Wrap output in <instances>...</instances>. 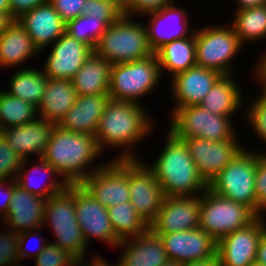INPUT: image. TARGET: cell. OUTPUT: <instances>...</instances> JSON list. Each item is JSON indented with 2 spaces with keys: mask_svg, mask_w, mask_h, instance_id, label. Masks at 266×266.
Here are the masks:
<instances>
[{
  "mask_svg": "<svg viewBox=\"0 0 266 266\" xmlns=\"http://www.w3.org/2000/svg\"><path fill=\"white\" fill-rule=\"evenodd\" d=\"M42 227L49 229L55 237L49 242L68 251L78 261L100 253L88 252L89 247L77 221L74 196L67 189L46 200Z\"/></svg>",
  "mask_w": 266,
  "mask_h": 266,
  "instance_id": "obj_8",
  "label": "cell"
},
{
  "mask_svg": "<svg viewBox=\"0 0 266 266\" xmlns=\"http://www.w3.org/2000/svg\"><path fill=\"white\" fill-rule=\"evenodd\" d=\"M114 161L129 175L130 202L150 225L157 217L166 197L163 188L144 160L115 159Z\"/></svg>",
  "mask_w": 266,
  "mask_h": 266,
  "instance_id": "obj_11",
  "label": "cell"
},
{
  "mask_svg": "<svg viewBox=\"0 0 266 266\" xmlns=\"http://www.w3.org/2000/svg\"><path fill=\"white\" fill-rule=\"evenodd\" d=\"M259 57L266 63V52H262Z\"/></svg>",
  "mask_w": 266,
  "mask_h": 266,
  "instance_id": "obj_57",
  "label": "cell"
},
{
  "mask_svg": "<svg viewBox=\"0 0 266 266\" xmlns=\"http://www.w3.org/2000/svg\"><path fill=\"white\" fill-rule=\"evenodd\" d=\"M55 126L38 117L27 124L6 128L1 134L22 159L41 158Z\"/></svg>",
  "mask_w": 266,
  "mask_h": 266,
  "instance_id": "obj_25",
  "label": "cell"
},
{
  "mask_svg": "<svg viewBox=\"0 0 266 266\" xmlns=\"http://www.w3.org/2000/svg\"><path fill=\"white\" fill-rule=\"evenodd\" d=\"M0 231V266L20 265L18 251V234L12 230L1 227ZM4 228V229H3Z\"/></svg>",
  "mask_w": 266,
  "mask_h": 266,
  "instance_id": "obj_41",
  "label": "cell"
},
{
  "mask_svg": "<svg viewBox=\"0 0 266 266\" xmlns=\"http://www.w3.org/2000/svg\"><path fill=\"white\" fill-rule=\"evenodd\" d=\"M85 1L86 0H49L65 23L82 15Z\"/></svg>",
  "mask_w": 266,
  "mask_h": 266,
  "instance_id": "obj_45",
  "label": "cell"
},
{
  "mask_svg": "<svg viewBox=\"0 0 266 266\" xmlns=\"http://www.w3.org/2000/svg\"><path fill=\"white\" fill-rule=\"evenodd\" d=\"M262 52H266V49H265V50L263 49V51H260V53H259V54H257V55H260Z\"/></svg>",
  "mask_w": 266,
  "mask_h": 266,
  "instance_id": "obj_60",
  "label": "cell"
},
{
  "mask_svg": "<svg viewBox=\"0 0 266 266\" xmlns=\"http://www.w3.org/2000/svg\"><path fill=\"white\" fill-rule=\"evenodd\" d=\"M42 230L46 231L45 228L41 227L39 229L30 230L18 234V251L19 260L21 264H24L23 261L29 258L30 260H32L31 258L34 259L35 257H37L45 249V246L49 243V239H44V237H42V234L45 233V231ZM32 245L34 246L31 247Z\"/></svg>",
  "mask_w": 266,
  "mask_h": 266,
  "instance_id": "obj_38",
  "label": "cell"
},
{
  "mask_svg": "<svg viewBox=\"0 0 266 266\" xmlns=\"http://www.w3.org/2000/svg\"><path fill=\"white\" fill-rule=\"evenodd\" d=\"M200 195L166 196L155 220L149 225L154 234H171L199 227Z\"/></svg>",
  "mask_w": 266,
  "mask_h": 266,
  "instance_id": "obj_18",
  "label": "cell"
},
{
  "mask_svg": "<svg viewBox=\"0 0 266 266\" xmlns=\"http://www.w3.org/2000/svg\"><path fill=\"white\" fill-rule=\"evenodd\" d=\"M234 117L212 114L200 105L178 107L165 118L168 122L165 129L180 140L227 141L240 133Z\"/></svg>",
  "mask_w": 266,
  "mask_h": 266,
  "instance_id": "obj_7",
  "label": "cell"
},
{
  "mask_svg": "<svg viewBox=\"0 0 266 266\" xmlns=\"http://www.w3.org/2000/svg\"><path fill=\"white\" fill-rule=\"evenodd\" d=\"M166 131L167 137L162 141V148L158 147L157 156L148 159L149 162L146 156L141 159L153 171L165 196L201 195L208 184L200 176L186 143Z\"/></svg>",
  "mask_w": 266,
  "mask_h": 266,
  "instance_id": "obj_3",
  "label": "cell"
},
{
  "mask_svg": "<svg viewBox=\"0 0 266 266\" xmlns=\"http://www.w3.org/2000/svg\"><path fill=\"white\" fill-rule=\"evenodd\" d=\"M255 262L257 264L266 266V230L263 232L262 236L259 239Z\"/></svg>",
  "mask_w": 266,
  "mask_h": 266,
  "instance_id": "obj_51",
  "label": "cell"
},
{
  "mask_svg": "<svg viewBox=\"0 0 266 266\" xmlns=\"http://www.w3.org/2000/svg\"><path fill=\"white\" fill-rule=\"evenodd\" d=\"M162 241L167 257L182 264L216 259L217 241L200 227L171 234H156Z\"/></svg>",
  "mask_w": 266,
  "mask_h": 266,
  "instance_id": "obj_19",
  "label": "cell"
},
{
  "mask_svg": "<svg viewBox=\"0 0 266 266\" xmlns=\"http://www.w3.org/2000/svg\"><path fill=\"white\" fill-rule=\"evenodd\" d=\"M13 22L10 12H0V35Z\"/></svg>",
  "mask_w": 266,
  "mask_h": 266,
  "instance_id": "obj_52",
  "label": "cell"
},
{
  "mask_svg": "<svg viewBox=\"0 0 266 266\" xmlns=\"http://www.w3.org/2000/svg\"><path fill=\"white\" fill-rule=\"evenodd\" d=\"M238 76V74L222 75L199 105L216 115L238 116V113L241 112V116L238 118L240 119L239 123L242 121V124L240 123L242 127L244 120V101L245 96L248 97L246 95L248 93H245L244 89L241 88V82H237L239 81Z\"/></svg>",
  "mask_w": 266,
  "mask_h": 266,
  "instance_id": "obj_26",
  "label": "cell"
},
{
  "mask_svg": "<svg viewBox=\"0 0 266 266\" xmlns=\"http://www.w3.org/2000/svg\"><path fill=\"white\" fill-rule=\"evenodd\" d=\"M162 81L165 80L154 53L145 59L112 65L108 95L112 100L144 105V98L152 95Z\"/></svg>",
  "mask_w": 266,
  "mask_h": 266,
  "instance_id": "obj_6",
  "label": "cell"
},
{
  "mask_svg": "<svg viewBox=\"0 0 266 266\" xmlns=\"http://www.w3.org/2000/svg\"><path fill=\"white\" fill-rule=\"evenodd\" d=\"M116 249L120 252L117 256L120 266H163L169 260L159 236L150 229L121 240Z\"/></svg>",
  "mask_w": 266,
  "mask_h": 266,
  "instance_id": "obj_27",
  "label": "cell"
},
{
  "mask_svg": "<svg viewBox=\"0 0 266 266\" xmlns=\"http://www.w3.org/2000/svg\"><path fill=\"white\" fill-rule=\"evenodd\" d=\"M210 23L205 22L195 29L196 64L221 75L238 74L236 66L239 64L234 63L242 55L240 51L245 50L244 45L229 22Z\"/></svg>",
  "mask_w": 266,
  "mask_h": 266,
  "instance_id": "obj_4",
  "label": "cell"
},
{
  "mask_svg": "<svg viewBox=\"0 0 266 266\" xmlns=\"http://www.w3.org/2000/svg\"><path fill=\"white\" fill-rule=\"evenodd\" d=\"M37 58L40 59V51L33 44L27 31L17 20H13L0 35V69L9 71L10 68L14 71L33 67L32 64L31 66L27 64H30L29 60L37 66L39 63Z\"/></svg>",
  "mask_w": 266,
  "mask_h": 266,
  "instance_id": "obj_21",
  "label": "cell"
},
{
  "mask_svg": "<svg viewBox=\"0 0 266 266\" xmlns=\"http://www.w3.org/2000/svg\"><path fill=\"white\" fill-rule=\"evenodd\" d=\"M34 266H77L78 260L68 251L49 242L45 249L34 259Z\"/></svg>",
  "mask_w": 266,
  "mask_h": 266,
  "instance_id": "obj_39",
  "label": "cell"
},
{
  "mask_svg": "<svg viewBox=\"0 0 266 266\" xmlns=\"http://www.w3.org/2000/svg\"><path fill=\"white\" fill-rule=\"evenodd\" d=\"M189 10L180 2L142 16L149 46L154 53L166 43L189 37L195 32L197 26H193L192 13H189Z\"/></svg>",
  "mask_w": 266,
  "mask_h": 266,
  "instance_id": "obj_13",
  "label": "cell"
},
{
  "mask_svg": "<svg viewBox=\"0 0 266 266\" xmlns=\"http://www.w3.org/2000/svg\"><path fill=\"white\" fill-rule=\"evenodd\" d=\"M180 2V0H130L122 9L123 14L131 17H142L158 11L165 6Z\"/></svg>",
  "mask_w": 266,
  "mask_h": 266,
  "instance_id": "obj_43",
  "label": "cell"
},
{
  "mask_svg": "<svg viewBox=\"0 0 266 266\" xmlns=\"http://www.w3.org/2000/svg\"><path fill=\"white\" fill-rule=\"evenodd\" d=\"M33 160L23 159L15 179L16 184L45 200L67 188L68 183L50 164L42 158H35L34 163Z\"/></svg>",
  "mask_w": 266,
  "mask_h": 266,
  "instance_id": "obj_23",
  "label": "cell"
},
{
  "mask_svg": "<svg viewBox=\"0 0 266 266\" xmlns=\"http://www.w3.org/2000/svg\"><path fill=\"white\" fill-rule=\"evenodd\" d=\"M258 150L244 148L215 178L208 188L222 197L249 207L257 216L266 215L257 205L255 172Z\"/></svg>",
  "mask_w": 266,
  "mask_h": 266,
  "instance_id": "obj_9",
  "label": "cell"
},
{
  "mask_svg": "<svg viewBox=\"0 0 266 266\" xmlns=\"http://www.w3.org/2000/svg\"><path fill=\"white\" fill-rule=\"evenodd\" d=\"M108 215L115 235L125 240L146 233L149 225L138 214L130 201L108 207Z\"/></svg>",
  "mask_w": 266,
  "mask_h": 266,
  "instance_id": "obj_34",
  "label": "cell"
},
{
  "mask_svg": "<svg viewBox=\"0 0 266 266\" xmlns=\"http://www.w3.org/2000/svg\"><path fill=\"white\" fill-rule=\"evenodd\" d=\"M145 106L112 99L107 102L95 138L104 154L116 151L111 160L142 158L141 149L138 148L141 143L147 142V138H151V134L154 135L157 129L155 123L159 121L154 119L155 114Z\"/></svg>",
  "mask_w": 266,
  "mask_h": 266,
  "instance_id": "obj_1",
  "label": "cell"
},
{
  "mask_svg": "<svg viewBox=\"0 0 266 266\" xmlns=\"http://www.w3.org/2000/svg\"><path fill=\"white\" fill-rule=\"evenodd\" d=\"M256 59L257 61L255 60V62H253L252 71L248 74L252 75L251 80H253L252 82L255 84V88L257 87L256 94L262 100L266 101V63L259 56H257Z\"/></svg>",
  "mask_w": 266,
  "mask_h": 266,
  "instance_id": "obj_46",
  "label": "cell"
},
{
  "mask_svg": "<svg viewBox=\"0 0 266 266\" xmlns=\"http://www.w3.org/2000/svg\"><path fill=\"white\" fill-rule=\"evenodd\" d=\"M0 12H10L9 0H0Z\"/></svg>",
  "mask_w": 266,
  "mask_h": 266,
  "instance_id": "obj_54",
  "label": "cell"
},
{
  "mask_svg": "<svg viewBox=\"0 0 266 266\" xmlns=\"http://www.w3.org/2000/svg\"><path fill=\"white\" fill-rule=\"evenodd\" d=\"M82 15H92L95 18H120L123 9L114 0H86Z\"/></svg>",
  "mask_w": 266,
  "mask_h": 266,
  "instance_id": "obj_42",
  "label": "cell"
},
{
  "mask_svg": "<svg viewBox=\"0 0 266 266\" xmlns=\"http://www.w3.org/2000/svg\"><path fill=\"white\" fill-rule=\"evenodd\" d=\"M266 230V215L257 216L242 227L217 241L218 266H249L256 261L260 237Z\"/></svg>",
  "mask_w": 266,
  "mask_h": 266,
  "instance_id": "obj_15",
  "label": "cell"
},
{
  "mask_svg": "<svg viewBox=\"0 0 266 266\" xmlns=\"http://www.w3.org/2000/svg\"><path fill=\"white\" fill-rule=\"evenodd\" d=\"M0 223H1V224H0V227L4 225V224H3L4 222H3V220H2L1 218H0Z\"/></svg>",
  "mask_w": 266,
  "mask_h": 266,
  "instance_id": "obj_59",
  "label": "cell"
},
{
  "mask_svg": "<svg viewBox=\"0 0 266 266\" xmlns=\"http://www.w3.org/2000/svg\"><path fill=\"white\" fill-rule=\"evenodd\" d=\"M195 51V32L189 37L173 40L160 47L155 54L163 80L169 81L176 74L196 66Z\"/></svg>",
  "mask_w": 266,
  "mask_h": 266,
  "instance_id": "obj_30",
  "label": "cell"
},
{
  "mask_svg": "<svg viewBox=\"0 0 266 266\" xmlns=\"http://www.w3.org/2000/svg\"><path fill=\"white\" fill-rule=\"evenodd\" d=\"M77 266H120L119 261L116 260L115 264H111L104 254L95 253L85 259L79 260Z\"/></svg>",
  "mask_w": 266,
  "mask_h": 266,
  "instance_id": "obj_49",
  "label": "cell"
},
{
  "mask_svg": "<svg viewBox=\"0 0 266 266\" xmlns=\"http://www.w3.org/2000/svg\"><path fill=\"white\" fill-rule=\"evenodd\" d=\"M102 155L95 136L67 131L56 125L41 158L68 184H80L109 161L104 162Z\"/></svg>",
  "mask_w": 266,
  "mask_h": 266,
  "instance_id": "obj_2",
  "label": "cell"
},
{
  "mask_svg": "<svg viewBox=\"0 0 266 266\" xmlns=\"http://www.w3.org/2000/svg\"><path fill=\"white\" fill-rule=\"evenodd\" d=\"M163 266H183L181 262L168 260Z\"/></svg>",
  "mask_w": 266,
  "mask_h": 266,
  "instance_id": "obj_55",
  "label": "cell"
},
{
  "mask_svg": "<svg viewBox=\"0 0 266 266\" xmlns=\"http://www.w3.org/2000/svg\"><path fill=\"white\" fill-rule=\"evenodd\" d=\"M252 97H245L244 101V120L242 127L250 132L254 138L260 140L259 145L261 148H257L256 145L245 146L247 149L258 150L259 152L266 153V101L262 100L256 93ZM263 144V146H261ZM263 149V150H262Z\"/></svg>",
  "mask_w": 266,
  "mask_h": 266,
  "instance_id": "obj_37",
  "label": "cell"
},
{
  "mask_svg": "<svg viewBox=\"0 0 266 266\" xmlns=\"http://www.w3.org/2000/svg\"><path fill=\"white\" fill-rule=\"evenodd\" d=\"M109 161L94 171L80 184L101 205L112 207L130 201L129 175L110 157Z\"/></svg>",
  "mask_w": 266,
  "mask_h": 266,
  "instance_id": "obj_20",
  "label": "cell"
},
{
  "mask_svg": "<svg viewBox=\"0 0 266 266\" xmlns=\"http://www.w3.org/2000/svg\"><path fill=\"white\" fill-rule=\"evenodd\" d=\"M45 204V199L25 191L14 180L13 195L3 226L17 234L41 228Z\"/></svg>",
  "mask_w": 266,
  "mask_h": 266,
  "instance_id": "obj_22",
  "label": "cell"
},
{
  "mask_svg": "<svg viewBox=\"0 0 266 266\" xmlns=\"http://www.w3.org/2000/svg\"><path fill=\"white\" fill-rule=\"evenodd\" d=\"M241 133L227 141H209L201 138L184 139L200 176L211 182L244 148Z\"/></svg>",
  "mask_w": 266,
  "mask_h": 266,
  "instance_id": "obj_14",
  "label": "cell"
},
{
  "mask_svg": "<svg viewBox=\"0 0 266 266\" xmlns=\"http://www.w3.org/2000/svg\"><path fill=\"white\" fill-rule=\"evenodd\" d=\"M114 1L123 8L130 0H114Z\"/></svg>",
  "mask_w": 266,
  "mask_h": 266,
  "instance_id": "obj_56",
  "label": "cell"
},
{
  "mask_svg": "<svg viewBox=\"0 0 266 266\" xmlns=\"http://www.w3.org/2000/svg\"><path fill=\"white\" fill-rule=\"evenodd\" d=\"M38 118L37 107L6 93L0 86V126L1 130L24 125Z\"/></svg>",
  "mask_w": 266,
  "mask_h": 266,
  "instance_id": "obj_36",
  "label": "cell"
},
{
  "mask_svg": "<svg viewBox=\"0 0 266 266\" xmlns=\"http://www.w3.org/2000/svg\"><path fill=\"white\" fill-rule=\"evenodd\" d=\"M49 49V53L44 58L43 74L48 79L72 80L74 75L80 70L86 59L94 52L88 45L64 33L52 45L40 51L41 56Z\"/></svg>",
  "mask_w": 266,
  "mask_h": 266,
  "instance_id": "obj_16",
  "label": "cell"
},
{
  "mask_svg": "<svg viewBox=\"0 0 266 266\" xmlns=\"http://www.w3.org/2000/svg\"><path fill=\"white\" fill-rule=\"evenodd\" d=\"M39 51L46 49L66 32V23L48 1L17 19Z\"/></svg>",
  "mask_w": 266,
  "mask_h": 266,
  "instance_id": "obj_24",
  "label": "cell"
},
{
  "mask_svg": "<svg viewBox=\"0 0 266 266\" xmlns=\"http://www.w3.org/2000/svg\"><path fill=\"white\" fill-rule=\"evenodd\" d=\"M111 66L93 52L72 79L77 95L108 94Z\"/></svg>",
  "mask_w": 266,
  "mask_h": 266,
  "instance_id": "obj_31",
  "label": "cell"
},
{
  "mask_svg": "<svg viewBox=\"0 0 266 266\" xmlns=\"http://www.w3.org/2000/svg\"><path fill=\"white\" fill-rule=\"evenodd\" d=\"M141 17L122 15L102 34L94 53L112 65L145 59L154 54Z\"/></svg>",
  "mask_w": 266,
  "mask_h": 266,
  "instance_id": "obj_5",
  "label": "cell"
},
{
  "mask_svg": "<svg viewBox=\"0 0 266 266\" xmlns=\"http://www.w3.org/2000/svg\"><path fill=\"white\" fill-rule=\"evenodd\" d=\"M23 159L0 134V179L15 180Z\"/></svg>",
  "mask_w": 266,
  "mask_h": 266,
  "instance_id": "obj_40",
  "label": "cell"
},
{
  "mask_svg": "<svg viewBox=\"0 0 266 266\" xmlns=\"http://www.w3.org/2000/svg\"><path fill=\"white\" fill-rule=\"evenodd\" d=\"M183 266H218V261L217 259H208L186 263Z\"/></svg>",
  "mask_w": 266,
  "mask_h": 266,
  "instance_id": "obj_53",
  "label": "cell"
},
{
  "mask_svg": "<svg viewBox=\"0 0 266 266\" xmlns=\"http://www.w3.org/2000/svg\"><path fill=\"white\" fill-rule=\"evenodd\" d=\"M230 24L241 43L246 46L266 43V4L247 8L243 10H234L230 13Z\"/></svg>",
  "mask_w": 266,
  "mask_h": 266,
  "instance_id": "obj_32",
  "label": "cell"
},
{
  "mask_svg": "<svg viewBox=\"0 0 266 266\" xmlns=\"http://www.w3.org/2000/svg\"><path fill=\"white\" fill-rule=\"evenodd\" d=\"M77 96L72 80L46 77L44 94L37 107L38 117L58 125L75 104Z\"/></svg>",
  "mask_w": 266,
  "mask_h": 266,
  "instance_id": "obj_29",
  "label": "cell"
},
{
  "mask_svg": "<svg viewBox=\"0 0 266 266\" xmlns=\"http://www.w3.org/2000/svg\"><path fill=\"white\" fill-rule=\"evenodd\" d=\"M119 18H95L92 15H80L66 23V33L88 45L93 51L108 26Z\"/></svg>",
  "mask_w": 266,
  "mask_h": 266,
  "instance_id": "obj_35",
  "label": "cell"
},
{
  "mask_svg": "<svg viewBox=\"0 0 266 266\" xmlns=\"http://www.w3.org/2000/svg\"><path fill=\"white\" fill-rule=\"evenodd\" d=\"M256 205L266 214V153L258 154L255 172Z\"/></svg>",
  "mask_w": 266,
  "mask_h": 266,
  "instance_id": "obj_44",
  "label": "cell"
},
{
  "mask_svg": "<svg viewBox=\"0 0 266 266\" xmlns=\"http://www.w3.org/2000/svg\"><path fill=\"white\" fill-rule=\"evenodd\" d=\"M48 1L49 0H9L10 16L13 20H17L24 13Z\"/></svg>",
  "mask_w": 266,
  "mask_h": 266,
  "instance_id": "obj_47",
  "label": "cell"
},
{
  "mask_svg": "<svg viewBox=\"0 0 266 266\" xmlns=\"http://www.w3.org/2000/svg\"><path fill=\"white\" fill-rule=\"evenodd\" d=\"M7 82L8 88L3 87L6 93L38 107L46 87V76L39 66L16 69Z\"/></svg>",
  "mask_w": 266,
  "mask_h": 266,
  "instance_id": "obj_33",
  "label": "cell"
},
{
  "mask_svg": "<svg viewBox=\"0 0 266 266\" xmlns=\"http://www.w3.org/2000/svg\"><path fill=\"white\" fill-rule=\"evenodd\" d=\"M257 215L246 205L207 188L200 195L199 227L215 241L251 223Z\"/></svg>",
  "mask_w": 266,
  "mask_h": 266,
  "instance_id": "obj_10",
  "label": "cell"
},
{
  "mask_svg": "<svg viewBox=\"0 0 266 266\" xmlns=\"http://www.w3.org/2000/svg\"><path fill=\"white\" fill-rule=\"evenodd\" d=\"M14 180L0 179V218L4 221L13 195Z\"/></svg>",
  "mask_w": 266,
  "mask_h": 266,
  "instance_id": "obj_48",
  "label": "cell"
},
{
  "mask_svg": "<svg viewBox=\"0 0 266 266\" xmlns=\"http://www.w3.org/2000/svg\"><path fill=\"white\" fill-rule=\"evenodd\" d=\"M229 2H231V0H229ZM232 2L234 3V8L231 7L233 10H243L266 4V0H233Z\"/></svg>",
  "mask_w": 266,
  "mask_h": 266,
  "instance_id": "obj_50",
  "label": "cell"
},
{
  "mask_svg": "<svg viewBox=\"0 0 266 266\" xmlns=\"http://www.w3.org/2000/svg\"><path fill=\"white\" fill-rule=\"evenodd\" d=\"M249 266H263V265H260V264H257L256 262L250 264Z\"/></svg>",
  "mask_w": 266,
  "mask_h": 266,
  "instance_id": "obj_58",
  "label": "cell"
},
{
  "mask_svg": "<svg viewBox=\"0 0 266 266\" xmlns=\"http://www.w3.org/2000/svg\"><path fill=\"white\" fill-rule=\"evenodd\" d=\"M221 76L215 70L198 65L176 74L168 81L172 107L167 115L178 107L199 105Z\"/></svg>",
  "mask_w": 266,
  "mask_h": 266,
  "instance_id": "obj_17",
  "label": "cell"
},
{
  "mask_svg": "<svg viewBox=\"0 0 266 266\" xmlns=\"http://www.w3.org/2000/svg\"><path fill=\"white\" fill-rule=\"evenodd\" d=\"M66 189L74 196L77 221L87 247L92 239L102 241L115 250L121 240L111 226L107 207L101 205L81 184H68Z\"/></svg>",
  "mask_w": 266,
  "mask_h": 266,
  "instance_id": "obj_12",
  "label": "cell"
},
{
  "mask_svg": "<svg viewBox=\"0 0 266 266\" xmlns=\"http://www.w3.org/2000/svg\"><path fill=\"white\" fill-rule=\"evenodd\" d=\"M109 99L108 94L77 96L75 104L57 126L67 131L95 136Z\"/></svg>",
  "mask_w": 266,
  "mask_h": 266,
  "instance_id": "obj_28",
  "label": "cell"
}]
</instances>
